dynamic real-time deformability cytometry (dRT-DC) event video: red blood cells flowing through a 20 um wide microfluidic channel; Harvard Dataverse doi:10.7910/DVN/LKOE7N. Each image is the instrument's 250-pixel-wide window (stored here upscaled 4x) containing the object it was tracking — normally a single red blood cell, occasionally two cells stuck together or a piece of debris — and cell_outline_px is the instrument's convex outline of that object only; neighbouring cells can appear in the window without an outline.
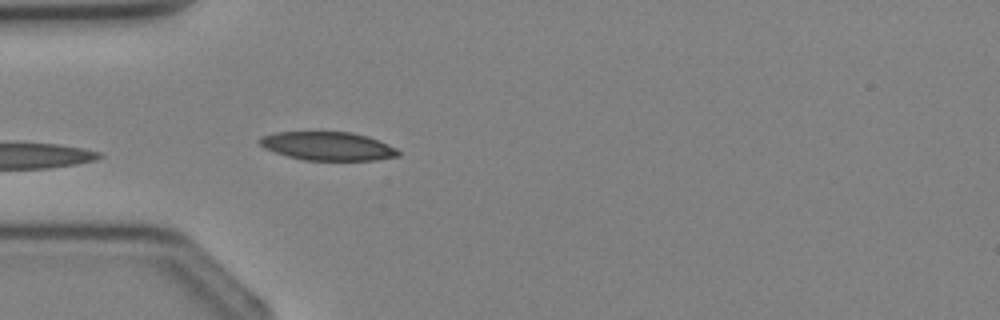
{"species": "Egyptian fruit bat (a non-hibernating species)", "species_latin": "Rousettus aegyptiacus", "temperature_condition": "cold", "stored_images_in_passage": 3, "camera_frame_rate_fps": 3000, "um_per_image_px": 0.085, "animal": {"sex": "female"}, "frame": {"image": 1, "passage_image": 3, "time_ms": 2.333, "image_size_px": [1000, 320], "cell_outline_px": [[400, 156], [376, 160], [304, 160], [288, 156], [264, 148], [256, 140], [260, 136], [276, 132], [352, 132], [368, 136], [388, 144], [396, 148], [400, 152]], "centroid_in_image_um": [27.86, 12.41], "position_along_channel_um": 57.1, "area_um2": 23.12}}